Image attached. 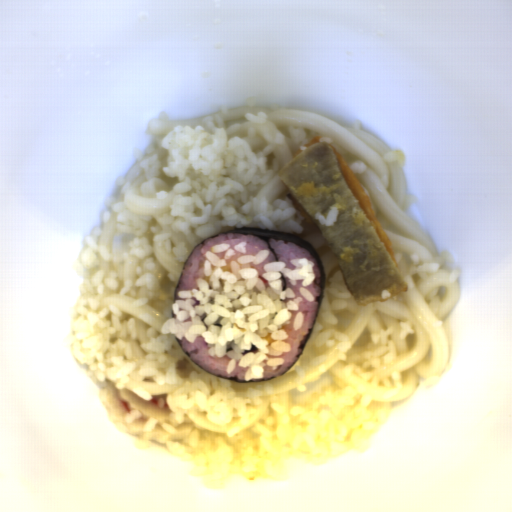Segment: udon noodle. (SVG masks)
Masks as SVG:
<instances>
[{"instance_id":"obj_3","label":"udon noodle","mask_w":512,"mask_h":512,"mask_svg":"<svg viewBox=\"0 0 512 512\" xmlns=\"http://www.w3.org/2000/svg\"><path fill=\"white\" fill-rule=\"evenodd\" d=\"M115 373H116V370L113 367L109 368V369H105L104 377L106 379L107 375L110 374L116 380Z\"/></svg>"},{"instance_id":"obj_1","label":"udon noodle","mask_w":512,"mask_h":512,"mask_svg":"<svg viewBox=\"0 0 512 512\" xmlns=\"http://www.w3.org/2000/svg\"><path fill=\"white\" fill-rule=\"evenodd\" d=\"M268 113L265 124L245 121V113L256 115ZM215 115L225 122L224 129L232 124H240L237 132L228 135L246 140L254 153L265 149L270 143L264 141L262 133H269L273 139L281 135L284 145H277L273 154L278 162L279 171L264 184L254 198L266 196L271 205L275 198L285 201L290 194L294 209L303 217L301 233H288L257 227L240 229H262L286 233L305 239L319 255L325 272V289L329 287V278L341 270L337 259L318 224L311 217L288 185L279 177L280 169L295 158L297 151H291L286 138H290L287 127L304 128L307 143L315 137H330L332 145L344 158L350 171L367 194L371 209L386 232L394 251L397 267L408 285L407 293L392 295L384 301H373L366 305H357L353 296L345 299L347 308L331 311L338 324L327 323L319 314L316 322L322 329H335L345 333L352 347H363L371 340L369 323L375 316L384 331L393 327L392 340L397 346V357L388 365L374 371L368 382L358 376L347 374L346 363L338 359L336 339L333 347H316L311 334L303 352L295 365L282 376L263 383L274 385V394L260 398L262 404L249 406L248 418L240 417L228 425L210 424L204 411L195 409L171 410V413H184L183 424H192L211 430L227 438L237 437L257 425L265 416L270 405L277 404L284 409L275 412V423L279 427L290 425V406L307 407L324 387L336 383L340 389H353L379 403L393 404L405 400L415 390L419 380H424L444 372L447 367L449 340L444 324L453 312L459 294L457 275L445 264L436 245L425 229L412 216L405 213V176L398 158L390 148L378 138L361 130L343 126L336 121L318 114L298 110H267L254 106H240L221 109L195 117L164 119L155 117L150 120L149 132L156 138L152 152L144 155L124 176L116 203H123L127 210L138 216H151L147 230L141 237H148L153 253L159 289L155 301L144 305H133L135 297L119 295L126 280L133 284L139 279L137 267L145 274V259L131 255L129 241L136 234L121 233L117 217L111 208L101 227V237L97 245H103L113 254V260L107 261L98 255V264L84 268V283L92 273L103 270V277L111 271L117 275L118 285L113 294L103 300L105 305L117 307L125 321L137 318L161 332V325L172 319V304L176 287L187 262L174 260L163 247L152 242L150 226L159 224L162 232H172V244L184 242L189 250L194 247L183 234L177 233L169 224L159 222L163 215L170 214V203L174 197L173 187L179 182L177 177L165 175L162 168L167 166V149L161 148L163 138L177 126H189L193 130L201 126L206 130L203 117H213L215 127L219 128ZM291 139V138H290ZM187 257V259H188ZM342 272V270H341ZM320 332V333H321Z\"/></svg>"},{"instance_id":"obj_2","label":"udon noodle","mask_w":512,"mask_h":512,"mask_svg":"<svg viewBox=\"0 0 512 512\" xmlns=\"http://www.w3.org/2000/svg\"><path fill=\"white\" fill-rule=\"evenodd\" d=\"M180 386L158 385L151 379L135 380L131 379L125 386V390L131 392L145 401H150L153 396H164L173 393Z\"/></svg>"}]
</instances>
